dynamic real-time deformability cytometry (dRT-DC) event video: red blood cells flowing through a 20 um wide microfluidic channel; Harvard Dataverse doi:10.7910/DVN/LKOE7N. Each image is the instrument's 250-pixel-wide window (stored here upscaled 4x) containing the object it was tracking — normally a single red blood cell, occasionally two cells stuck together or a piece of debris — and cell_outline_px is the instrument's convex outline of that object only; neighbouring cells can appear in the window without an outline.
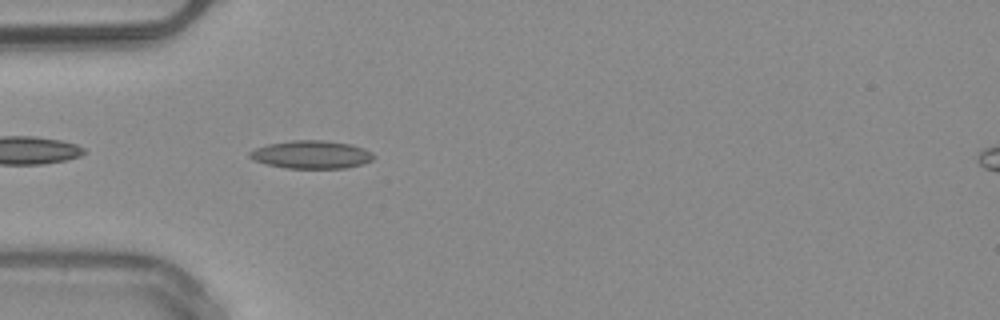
{"species": "common noctule bat (a hibernating species)", "species_latin": "Nyctalus noctula", "temperature_condition": "warm", "stored_images_in_passage": 6, "camera_frame_rate_fps": 3000, "um_per_image_px": 0.085, "animal": {"sex": "male", "body_mass_g": 20.4}, "frame": {"image": 1, "passage_image": 2, "time_ms": 0.333, "image_size_px": [1000, 320], "cell_outline_px": [[376, 156], [372, 160], [360, 164], [344, 168], [284, 168], [252, 160], [248, 156], [248, 152], [256, 148], [268, 144], [292, 140], [324, 140], [352, 144], [364, 148], [372, 152]], "centroid_in_image_um": [26.46, 13.13], "position_along_channel_um": 58.5, "area_um2": 20.29}}